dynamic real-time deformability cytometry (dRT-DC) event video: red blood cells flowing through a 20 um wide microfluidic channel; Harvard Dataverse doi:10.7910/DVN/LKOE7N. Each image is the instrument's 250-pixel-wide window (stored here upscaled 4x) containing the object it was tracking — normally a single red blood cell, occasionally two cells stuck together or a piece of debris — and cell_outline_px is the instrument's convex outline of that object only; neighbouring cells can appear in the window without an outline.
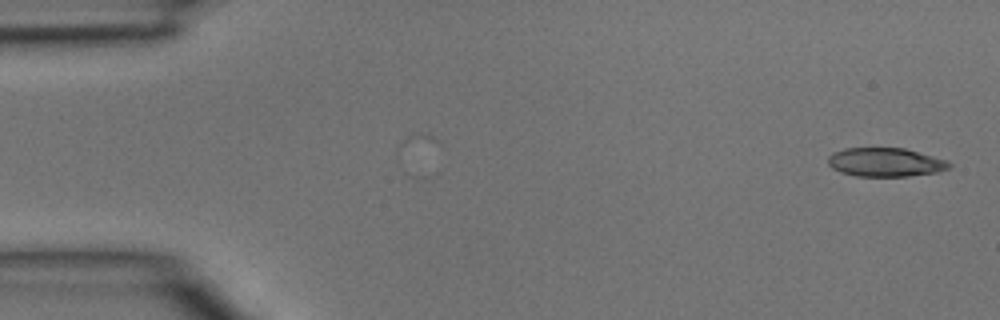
{"species": "common noctule bat (a hibernating species)", "species_latin": "Nyctalus noctula", "temperature_condition": "room temperature", "stored_images_in_passage": 4, "segment_of_instrument_passage": [2, 2], "camera_frame_rate_fps": 3000, "um_per_image_px": 0.085, "animal": {"sex": "male", "body_mass_g": 15.6}, "frame": {"image": 1, "passage_image": 4, "time_ms": 1.0, "image_size_px": [1000, 320], "cell_outline_px": [[952, 164], [948, 168], [936, 172], [908, 176], [856, 176], [840, 172], [832, 168], [828, 164], [828, 156], [832, 152], [844, 148], [904, 148], [948, 160]], "centroid_in_image_um": [75.23, 13.78], "position_along_channel_um": 9.8, "area_um2": 20.35}}